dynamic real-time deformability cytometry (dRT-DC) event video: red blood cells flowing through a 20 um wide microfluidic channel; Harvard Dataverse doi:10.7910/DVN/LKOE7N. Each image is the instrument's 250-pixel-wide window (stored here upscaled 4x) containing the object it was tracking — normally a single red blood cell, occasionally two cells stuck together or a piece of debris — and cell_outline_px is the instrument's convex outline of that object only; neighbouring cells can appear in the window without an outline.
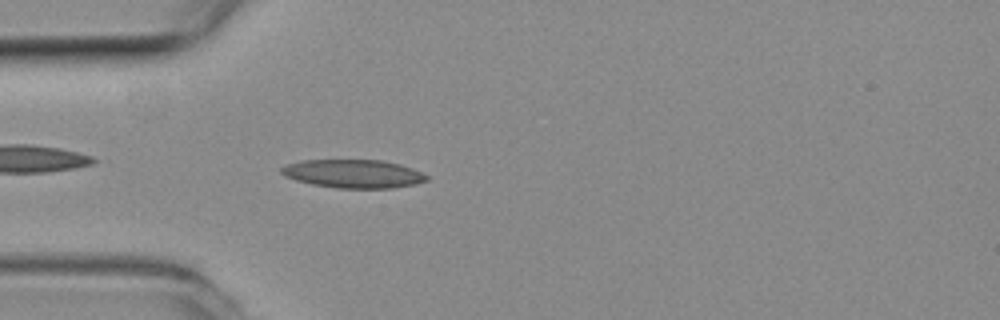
{"species": "common noctule bat (a hibernating species)", "species_latin": "Nyctalus noctula", "temperature_condition": "room temperature", "stored_images_in_passage": 42, "camera_frame_rate_fps": 3000, "um_per_image_px": 0.085, "animal": {"sex": "female", "body_mass_g": 19.3, "forearm_length_mm": 54.1}, "frame": {"image": 1, "passage_image": 4, "time_ms": 1.0, "image_size_px": [1000, 320], "cell_outline_px": [[428, 180], [416, 184], [392, 188], [336, 188], [312, 184], [296, 180], [284, 176], [280, 172], [280, 168], [288, 164], [304, 160], [380, 160], [400, 164], [412, 168], [428, 176]], "centroid_in_image_um": [30.04, 14.77], "position_along_channel_um": 55.0, "area_um2": 23.99}}
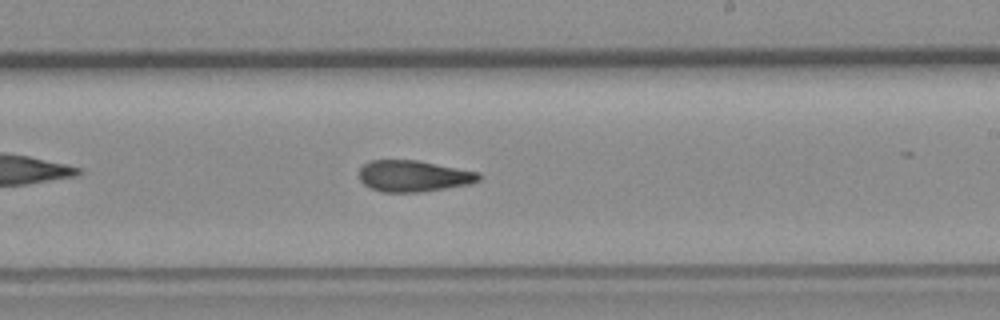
{"frame": {"image": 2, "passage_image": 20, "time_ms": 6.333, "image_size_px": [1000, 320], "cell_outline_px": [[480, 180], [472, 184], [420, 192], [384, 192], [372, 188], [364, 184], [360, 180], [360, 168], [364, 164], [372, 160], [420, 160], [480, 172]], "centroid_in_image_um": [35.2, 14.95], "position_along_channel_um": 253.8, "area_um2": 21.96}}
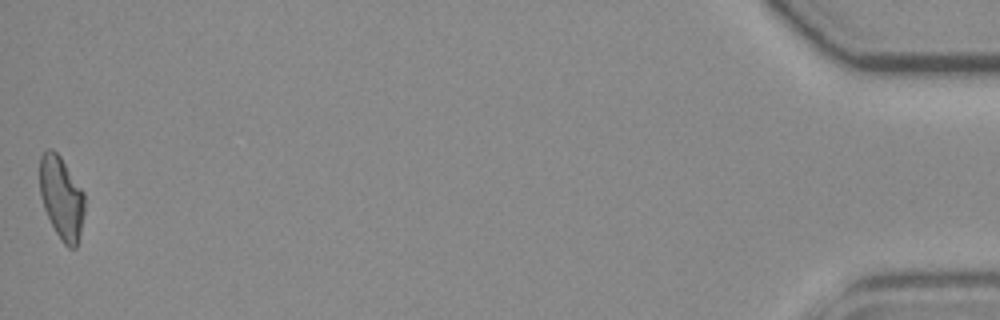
{"frame": {"image": 3, "passage_image": 42, "time_ms": 13.667, "image_size_px": [1000, 320], "cell_outline_px": [[84, 212], [80, 232], [76, 248], [68, 248], [64, 244], [56, 232], [44, 208], [40, 196], [40, 156], [48, 148], [52, 148], [60, 156], [84, 192]], "centroid_in_image_um": [5.22, 16.8], "position_along_channel_um": 430.0, "area_um2": 21.44}, "authors_computed_cell_mechanics": {"area_um2": 22.0507, "velocity_mm_per_s": 3.8217, "shape_relaxation_time_tau1_ms": null, "shape_relaxation_time_tau2_ms": 5.2225, "deformation_change_tau1": null, "deformation_change_tau2": 0.1431}}